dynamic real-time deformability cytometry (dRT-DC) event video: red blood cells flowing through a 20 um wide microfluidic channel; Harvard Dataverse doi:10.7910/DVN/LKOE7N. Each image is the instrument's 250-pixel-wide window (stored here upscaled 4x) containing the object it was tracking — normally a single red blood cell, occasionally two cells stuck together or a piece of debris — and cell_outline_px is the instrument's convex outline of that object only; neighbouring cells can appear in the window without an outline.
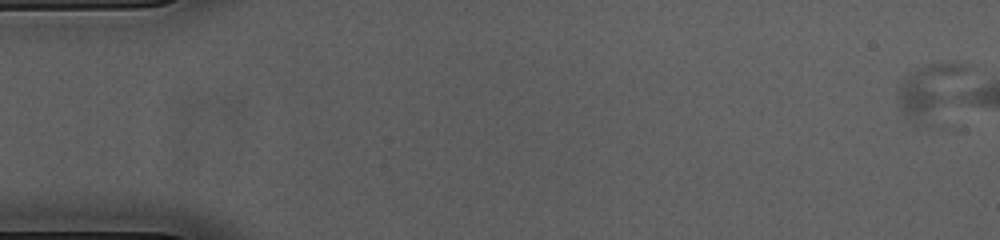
{"species": "common noctule bat (a hibernating species)", "species_latin": "Nyctalus noctula", "temperature_condition": "cold", "stored_images_in_passage": 3, "camera_frame_rate_fps": 3000, "um_per_image_px": 0.085, "animal": {"sex": "female", "body_mass_g": 23.0, "forearm_length_mm": 53.4}, "frame": {"image": 1, "passage_image": 1, "time_ms": 0.0, "image_size_px": [1000, 240], "cell_outline_px": [[964, 68], [944, 100], [916, 124], [904, 116], [896, 100], [896, 92], [900, 80], [904, 76], [924, 64], [956, 60], [964, 64]], "centroid_in_image_um": [78.76, 7.5], "position_along_channel_um": 6.2, "area_um2": 18.67}}